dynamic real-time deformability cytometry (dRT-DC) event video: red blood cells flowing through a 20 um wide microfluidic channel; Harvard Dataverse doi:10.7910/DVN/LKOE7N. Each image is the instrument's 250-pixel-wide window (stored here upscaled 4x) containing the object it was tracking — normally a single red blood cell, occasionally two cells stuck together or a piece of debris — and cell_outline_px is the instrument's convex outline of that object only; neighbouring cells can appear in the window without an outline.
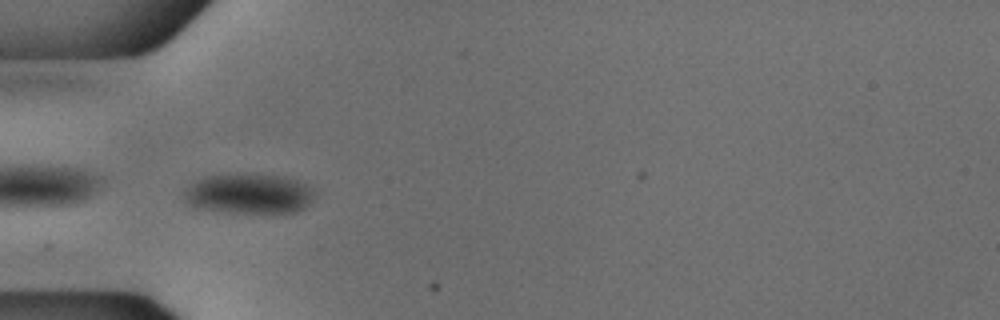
{"species": "common noctule bat (a hibernating species)", "species_latin": "Nyctalus noctula", "temperature_condition": "cold", "stored_images_in_passage": 38, "camera_frame_rate_fps": 3000, "um_per_image_px": 0.085, "animal": {"sex": "male", "body_mass_g": 18.8}, "frame": {"image": 1, "passage_image": 1, "time_ms": 0.0, "image_size_px": [1000, 320], "cell_outline_px": [[316, 196], [304, 208], [296, 212], [220, 212], [196, 208], [188, 204], [184, 200], [184, 196], [188, 188], [192, 184], [208, 176], [236, 172], [284, 176], [296, 180], [312, 188]], "centroid_in_image_um": [21.17, 16.45], "position_along_channel_um": 63.8, "area_um2": 30.69}}
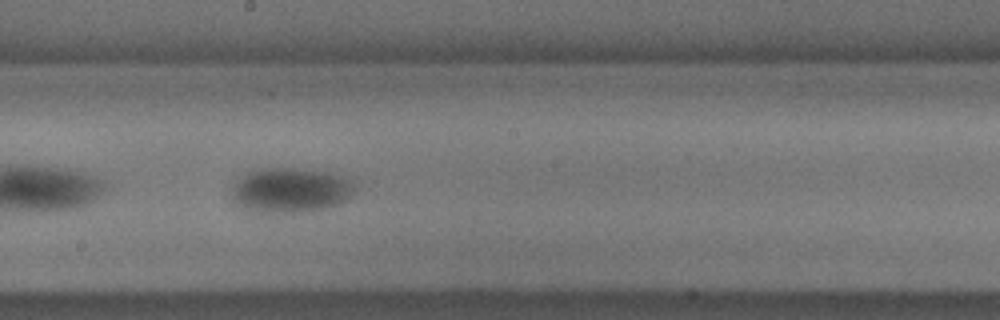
{"frame": {"image": 2, "passage_image": 14, "time_ms": 4.333, "image_size_px": [1000, 320], "cell_outline_px": [[356, 184], [348, 200], [324, 208], [292, 212], [264, 212], [232, 204], [232, 184], [236, 180], [248, 172], [256, 168], [296, 168], [328, 172], [352, 180]], "centroid_in_image_um": [24.66, 16.14], "position_along_channel_um": 223.5, "area_um2": 32.02}}
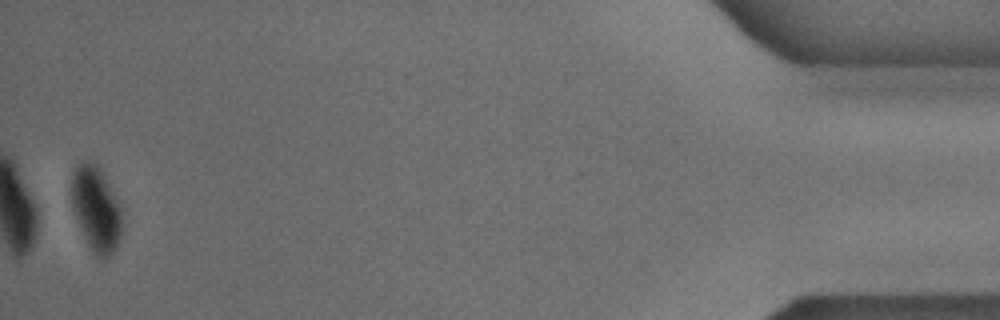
{"frame": {"image": 3, "passage_image": 37, "time_ms": 12.0, "image_size_px": [1000, 320], "cell_outline_px": [[120, 240], [116, 248], [104, 260], [100, 260], [92, 252], [80, 228], [72, 208], [72, 172], [84, 160], [88, 160], [96, 164], [104, 172], [120, 204]], "centroid_in_image_um": [8.17, 17.75], "position_along_channel_um": 427.0, "area_um2": 24.97}}